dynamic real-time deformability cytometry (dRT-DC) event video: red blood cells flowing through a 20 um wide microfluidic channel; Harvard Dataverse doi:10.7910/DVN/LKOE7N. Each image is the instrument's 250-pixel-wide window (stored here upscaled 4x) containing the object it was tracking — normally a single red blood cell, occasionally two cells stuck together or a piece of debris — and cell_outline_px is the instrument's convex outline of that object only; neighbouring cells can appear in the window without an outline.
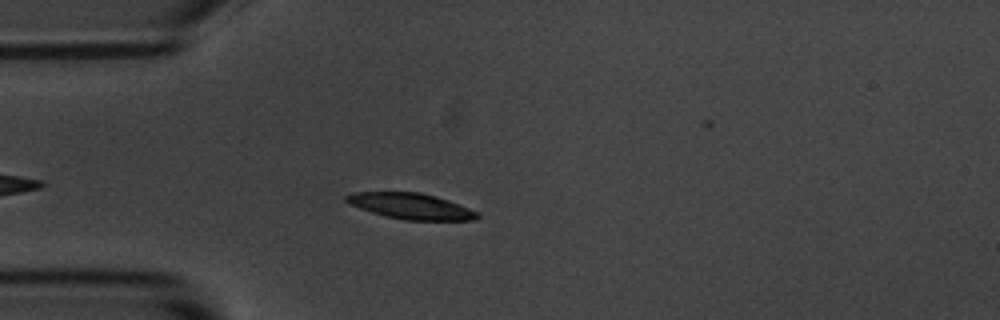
{"species": "common noctule bat (a hibernating species)", "species_latin": "Nyctalus noctula", "temperature_condition": "room temperature", "stored_images_in_passage": 3, "camera_frame_rate_fps": 3000, "um_per_image_px": 0.085, "animal": {"sex": "male", "body_mass_g": 20.1, "forearm_length_mm": 53.5}, "frame": {"image": 1, "passage_image": 2, "time_ms": 1.333, "image_size_px": [1000, 320], "cell_outline_px": [[480, 216], [476, 220], [404, 220], [384, 216], [348, 204], [344, 200], [344, 196], [356, 192], [420, 192], [436, 196], [448, 200], [480, 212]], "centroid_in_image_um": [34.94, 17.52], "position_along_channel_um": 50.1, "area_um2": 19.88}}